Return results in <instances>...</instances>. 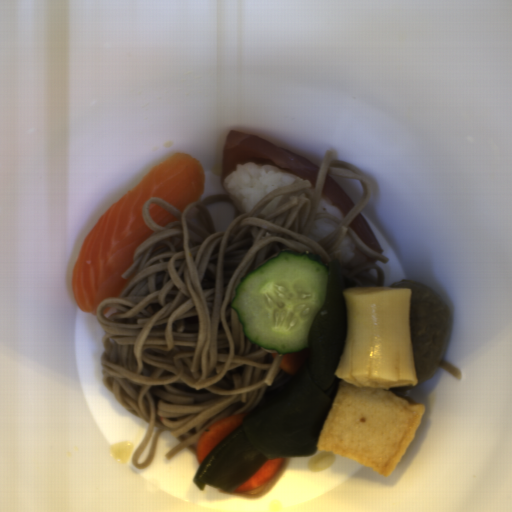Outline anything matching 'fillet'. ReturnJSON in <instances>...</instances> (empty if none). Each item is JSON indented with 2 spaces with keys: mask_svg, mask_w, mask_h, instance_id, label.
<instances>
[{
  "mask_svg": "<svg viewBox=\"0 0 512 512\" xmlns=\"http://www.w3.org/2000/svg\"><path fill=\"white\" fill-rule=\"evenodd\" d=\"M206 188L202 163L176 153L151 168L138 184L105 210L89 230L72 271L71 289L82 312L97 314L103 299L117 298L135 276L123 278L141 244L155 232L143 216L151 198H161L181 212Z\"/></svg>",
  "mask_w": 512,
  "mask_h": 512,
  "instance_id": "25842a12",
  "label": "fillet"
},
{
  "mask_svg": "<svg viewBox=\"0 0 512 512\" xmlns=\"http://www.w3.org/2000/svg\"><path fill=\"white\" fill-rule=\"evenodd\" d=\"M322 196L328 197L335 206L340 207L344 216L348 215L355 205L351 195L327 174L323 183Z\"/></svg>",
  "mask_w": 512,
  "mask_h": 512,
  "instance_id": "e495c32b",
  "label": "fillet"
},
{
  "mask_svg": "<svg viewBox=\"0 0 512 512\" xmlns=\"http://www.w3.org/2000/svg\"><path fill=\"white\" fill-rule=\"evenodd\" d=\"M361 241L366 243L371 249L383 254V247L378 241L371 225L359 213L349 225Z\"/></svg>",
  "mask_w": 512,
  "mask_h": 512,
  "instance_id": "f6d04758",
  "label": "fillet"
},
{
  "mask_svg": "<svg viewBox=\"0 0 512 512\" xmlns=\"http://www.w3.org/2000/svg\"><path fill=\"white\" fill-rule=\"evenodd\" d=\"M148 213L156 224L167 226L173 222L179 221L171 212L165 209L158 202H151L148 206Z\"/></svg>",
  "mask_w": 512,
  "mask_h": 512,
  "instance_id": "f7120dc5",
  "label": "fillet"
},
{
  "mask_svg": "<svg viewBox=\"0 0 512 512\" xmlns=\"http://www.w3.org/2000/svg\"><path fill=\"white\" fill-rule=\"evenodd\" d=\"M271 164L287 170L297 178L308 179L315 189L320 167L313 161L287 151L255 134L231 130L223 144L220 179L237 170L238 164Z\"/></svg>",
  "mask_w": 512,
  "mask_h": 512,
  "instance_id": "e2c912f1",
  "label": "fillet"
}]
</instances>
